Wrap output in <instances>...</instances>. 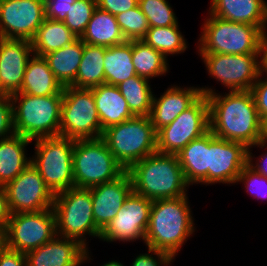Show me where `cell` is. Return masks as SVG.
Listing matches in <instances>:
<instances>
[{
  "mask_svg": "<svg viewBox=\"0 0 267 266\" xmlns=\"http://www.w3.org/2000/svg\"><path fill=\"white\" fill-rule=\"evenodd\" d=\"M201 96L200 87L172 86L160 98L153 95L149 118L157 132L173 122L178 115L189 108Z\"/></svg>",
  "mask_w": 267,
  "mask_h": 266,
  "instance_id": "21",
  "label": "cell"
},
{
  "mask_svg": "<svg viewBox=\"0 0 267 266\" xmlns=\"http://www.w3.org/2000/svg\"><path fill=\"white\" fill-rule=\"evenodd\" d=\"M96 227L102 232L123 207L133 191L130 175L125 171L117 179L90 188Z\"/></svg>",
  "mask_w": 267,
  "mask_h": 266,
  "instance_id": "19",
  "label": "cell"
},
{
  "mask_svg": "<svg viewBox=\"0 0 267 266\" xmlns=\"http://www.w3.org/2000/svg\"><path fill=\"white\" fill-rule=\"evenodd\" d=\"M29 142L32 140L16 133L0 139V186L14 180L31 164V158L25 155Z\"/></svg>",
  "mask_w": 267,
  "mask_h": 266,
  "instance_id": "26",
  "label": "cell"
},
{
  "mask_svg": "<svg viewBox=\"0 0 267 266\" xmlns=\"http://www.w3.org/2000/svg\"><path fill=\"white\" fill-rule=\"evenodd\" d=\"M101 266H124V265H123V263H120V262L114 260V261H109L108 263H105Z\"/></svg>",
  "mask_w": 267,
  "mask_h": 266,
  "instance_id": "50",
  "label": "cell"
},
{
  "mask_svg": "<svg viewBox=\"0 0 267 266\" xmlns=\"http://www.w3.org/2000/svg\"><path fill=\"white\" fill-rule=\"evenodd\" d=\"M10 217L11 212L8 205L6 191L4 189V186H0V227L5 229Z\"/></svg>",
  "mask_w": 267,
  "mask_h": 266,
  "instance_id": "45",
  "label": "cell"
},
{
  "mask_svg": "<svg viewBox=\"0 0 267 266\" xmlns=\"http://www.w3.org/2000/svg\"><path fill=\"white\" fill-rule=\"evenodd\" d=\"M106 48L84 43L81 62L71 87L90 89L105 83L104 55Z\"/></svg>",
  "mask_w": 267,
  "mask_h": 266,
  "instance_id": "31",
  "label": "cell"
},
{
  "mask_svg": "<svg viewBox=\"0 0 267 266\" xmlns=\"http://www.w3.org/2000/svg\"><path fill=\"white\" fill-rule=\"evenodd\" d=\"M141 40L162 53L166 58L170 54H180L188 48L178 23L168 27H150Z\"/></svg>",
  "mask_w": 267,
  "mask_h": 266,
  "instance_id": "34",
  "label": "cell"
},
{
  "mask_svg": "<svg viewBox=\"0 0 267 266\" xmlns=\"http://www.w3.org/2000/svg\"><path fill=\"white\" fill-rule=\"evenodd\" d=\"M88 251L77 240L56 235L46 244L25 253L26 266H80L91 259Z\"/></svg>",
  "mask_w": 267,
  "mask_h": 266,
  "instance_id": "20",
  "label": "cell"
},
{
  "mask_svg": "<svg viewBox=\"0 0 267 266\" xmlns=\"http://www.w3.org/2000/svg\"><path fill=\"white\" fill-rule=\"evenodd\" d=\"M138 6L146 16L149 27H168L178 23L167 0H138Z\"/></svg>",
  "mask_w": 267,
  "mask_h": 266,
  "instance_id": "35",
  "label": "cell"
},
{
  "mask_svg": "<svg viewBox=\"0 0 267 266\" xmlns=\"http://www.w3.org/2000/svg\"><path fill=\"white\" fill-rule=\"evenodd\" d=\"M238 182L245 183L247 192L255 198H267V178L257 173L249 164L241 170L236 183Z\"/></svg>",
  "mask_w": 267,
  "mask_h": 266,
  "instance_id": "38",
  "label": "cell"
},
{
  "mask_svg": "<svg viewBox=\"0 0 267 266\" xmlns=\"http://www.w3.org/2000/svg\"><path fill=\"white\" fill-rule=\"evenodd\" d=\"M134 116H149L153 92L149 79L135 75L117 85Z\"/></svg>",
  "mask_w": 267,
  "mask_h": 266,
  "instance_id": "33",
  "label": "cell"
},
{
  "mask_svg": "<svg viewBox=\"0 0 267 266\" xmlns=\"http://www.w3.org/2000/svg\"><path fill=\"white\" fill-rule=\"evenodd\" d=\"M132 63L136 74L146 79L168 72L166 57L143 40H132Z\"/></svg>",
  "mask_w": 267,
  "mask_h": 266,
  "instance_id": "32",
  "label": "cell"
},
{
  "mask_svg": "<svg viewBox=\"0 0 267 266\" xmlns=\"http://www.w3.org/2000/svg\"><path fill=\"white\" fill-rule=\"evenodd\" d=\"M209 76L229 91L251 90L261 74L260 54H200Z\"/></svg>",
  "mask_w": 267,
  "mask_h": 266,
  "instance_id": "13",
  "label": "cell"
},
{
  "mask_svg": "<svg viewBox=\"0 0 267 266\" xmlns=\"http://www.w3.org/2000/svg\"><path fill=\"white\" fill-rule=\"evenodd\" d=\"M5 247V229L0 227V251Z\"/></svg>",
  "mask_w": 267,
  "mask_h": 266,
  "instance_id": "49",
  "label": "cell"
},
{
  "mask_svg": "<svg viewBox=\"0 0 267 266\" xmlns=\"http://www.w3.org/2000/svg\"><path fill=\"white\" fill-rule=\"evenodd\" d=\"M127 172L133 191L149 200L174 199L187 195L186 180L175 154L154 152L133 164Z\"/></svg>",
  "mask_w": 267,
  "mask_h": 266,
  "instance_id": "3",
  "label": "cell"
},
{
  "mask_svg": "<svg viewBox=\"0 0 267 266\" xmlns=\"http://www.w3.org/2000/svg\"><path fill=\"white\" fill-rule=\"evenodd\" d=\"M10 97L16 134L32 141L42 137L60 136L63 95L34 96L13 93Z\"/></svg>",
  "mask_w": 267,
  "mask_h": 266,
  "instance_id": "4",
  "label": "cell"
},
{
  "mask_svg": "<svg viewBox=\"0 0 267 266\" xmlns=\"http://www.w3.org/2000/svg\"><path fill=\"white\" fill-rule=\"evenodd\" d=\"M77 38L63 21L45 18L31 40L33 53L44 56L67 46Z\"/></svg>",
  "mask_w": 267,
  "mask_h": 266,
  "instance_id": "29",
  "label": "cell"
},
{
  "mask_svg": "<svg viewBox=\"0 0 267 266\" xmlns=\"http://www.w3.org/2000/svg\"><path fill=\"white\" fill-rule=\"evenodd\" d=\"M14 133L11 97L0 94V139L9 137Z\"/></svg>",
  "mask_w": 267,
  "mask_h": 266,
  "instance_id": "39",
  "label": "cell"
},
{
  "mask_svg": "<svg viewBox=\"0 0 267 266\" xmlns=\"http://www.w3.org/2000/svg\"><path fill=\"white\" fill-rule=\"evenodd\" d=\"M177 156L188 185H209V131L188 143Z\"/></svg>",
  "mask_w": 267,
  "mask_h": 266,
  "instance_id": "23",
  "label": "cell"
},
{
  "mask_svg": "<svg viewBox=\"0 0 267 266\" xmlns=\"http://www.w3.org/2000/svg\"><path fill=\"white\" fill-rule=\"evenodd\" d=\"M35 156L31 164L38 170L54 195L74 187V139L63 136L35 139Z\"/></svg>",
  "mask_w": 267,
  "mask_h": 266,
  "instance_id": "8",
  "label": "cell"
},
{
  "mask_svg": "<svg viewBox=\"0 0 267 266\" xmlns=\"http://www.w3.org/2000/svg\"><path fill=\"white\" fill-rule=\"evenodd\" d=\"M116 20L126 40H141L148 32L149 24L139 6L116 15Z\"/></svg>",
  "mask_w": 267,
  "mask_h": 266,
  "instance_id": "36",
  "label": "cell"
},
{
  "mask_svg": "<svg viewBox=\"0 0 267 266\" xmlns=\"http://www.w3.org/2000/svg\"><path fill=\"white\" fill-rule=\"evenodd\" d=\"M52 208L58 236L77 240L86 249L84 235L100 238L101 231L94 221L90 188L74 186L56 194Z\"/></svg>",
  "mask_w": 267,
  "mask_h": 266,
  "instance_id": "7",
  "label": "cell"
},
{
  "mask_svg": "<svg viewBox=\"0 0 267 266\" xmlns=\"http://www.w3.org/2000/svg\"><path fill=\"white\" fill-rule=\"evenodd\" d=\"M125 171L101 138L75 140L73 150L75 187L91 188L110 182Z\"/></svg>",
  "mask_w": 267,
  "mask_h": 266,
  "instance_id": "9",
  "label": "cell"
},
{
  "mask_svg": "<svg viewBox=\"0 0 267 266\" xmlns=\"http://www.w3.org/2000/svg\"><path fill=\"white\" fill-rule=\"evenodd\" d=\"M260 65H261V74L263 72H266L267 74V33L264 34L261 43Z\"/></svg>",
  "mask_w": 267,
  "mask_h": 266,
  "instance_id": "47",
  "label": "cell"
},
{
  "mask_svg": "<svg viewBox=\"0 0 267 266\" xmlns=\"http://www.w3.org/2000/svg\"><path fill=\"white\" fill-rule=\"evenodd\" d=\"M266 145H267V118H264L262 120V124H261L260 142H258L254 146H256V147L260 146L263 149V147Z\"/></svg>",
  "mask_w": 267,
  "mask_h": 266,
  "instance_id": "48",
  "label": "cell"
},
{
  "mask_svg": "<svg viewBox=\"0 0 267 266\" xmlns=\"http://www.w3.org/2000/svg\"><path fill=\"white\" fill-rule=\"evenodd\" d=\"M0 266H26L25 253H21L6 246L0 251Z\"/></svg>",
  "mask_w": 267,
  "mask_h": 266,
  "instance_id": "44",
  "label": "cell"
},
{
  "mask_svg": "<svg viewBox=\"0 0 267 266\" xmlns=\"http://www.w3.org/2000/svg\"><path fill=\"white\" fill-rule=\"evenodd\" d=\"M262 75L260 74L250 90L253 94L261 121L267 118V78L262 81Z\"/></svg>",
  "mask_w": 267,
  "mask_h": 266,
  "instance_id": "42",
  "label": "cell"
},
{
  "mask_svg": "<svg viewBox=\"0 0 267 266\" xmlns=\"http://www.w3.org/2000/svg\"><path fill=\"white\" fill-rule=\"evenodd\" d=\"M209 14L256 27H267V2L264 0H212Z\"/></svg>",
  "mask_w": 267,
  "mask_h": 266,
  "instance_id": "22",
  "label": "cell"
},
{
  "mask_svg": "<svg viewBox=\"0 0 267 266\" xmlns=\"http://www.w3.org/2000/svg\"><path fill=\"white\" fill-rule=\"evenodd\" d=\"M84 43L111 47L127 41L117 23L116 16L98 7L94 10L84 34Z\"/></svg>",
  "mask_w": 267,
  "mask_h": 266,
  "instance_id": "28",
  "label": "cell"
},
{
  "mask_svg": "<svg viewBox=\"0 0 267 266\" xmlns=\"http://www.w3.org/2000/svg\"><path fill=\"white\" fill-rule=\"evenodd\" d=\"M75 1L76 0H45V18L64 22L70 7Z\"/></svg>",
  "mask_w": 267,
  "mask_h": 266,
  "instance_id": "41",
  "label": "cell"
},
{
  "mask_svg": "<svg viewBox=\"0 0 267 266\" xmlns=\"http://www.w3.org/2000/svg\"><path fill=\"white\" fill-rule=\"evenodd\" d=\"M152 202L132 191L114 219L101 232L99 239L106 242L142 239L145 243Z\"/></svg>",
  "mask_w": 267,
  "mask_h": 266,
  "instance_id": "15",
  "label": "cell"
},
{
  "mask_svg": "<svg viewBox=\"0 0 267 266\" xmlns=\"http://www.w3.org/2000/svg\"><path fill=\"white\" fill-rule=\"evenodd\" d=\"M209 130V103L207 96L201 95L173 122L157 131V152L178 155L188 143Z\"/></svg>",
  "mask_w": 267,
  "mask_h": 266,
  "instance_id": "11",
  "label": "cell"
},
{
  "mask_svg": "<svg viewBox=\"0 0 267 266\" xmlns=\"http://www.w3.org/2000/svg\"><path fill=\"white\" fill-rule=\"evenodd\" d=\"M138 6V0H97V7L112 15H117Z\"/></svg>",
  "mask_w": 267,
  "mask_h": 266,
  "instance_id": "43",
  "label": "cell"
},
{
  "mask_svg": "<svg viewBox=\"0 0 267 266\" xmlns=\"http://www.w3.org/2000/svg\"><path fill=\"white\" fill-rule=\"evenodd\" d=\"M91 89L102 130L134 117L117 86L104 83Z\"/></svg>",
  "mask_w": 267,
  "mask_h": 266,
  "instance_id": "24",
  "label": "cell"
},
{
  "mask_svg": "<svg viewBox=\"0 0 267 266\" xmlns=\"http://www.w3.org/2000/svg\"><path fill=\"white\" fill-rule=\"evenodd\" d=\"M248 164V148L239 142L217 138L209 130V184L236 183Z\"/></svg>",
  "mask_w": 267,
  "mask_h": 266,
  "instance_id": "17",
  "label": "cell"
},
{
  "mask_svg": "<svg viewBox=\"0 0 267 266\" xmlns=\"http://www.w3.org/2000/svg\"><path fill=\"white\" fill-rule=\"evenodd\" d=\"M208 17L198 41L199 54H260L266 27Z\"/></svg>",
  "mask_w": 267,
  "mask_h": 266,
  "instance_id": "5",
  "label": "cell"
},
{
  "mask_svg": "<svg viewBox=\"0 0 267 266\" xmlns=\"http://www.w3.org/2000/svg\"><path fill=\"white\" fill-rule=\"evenodd\" d=\"M104 71L105 83L114 86L137 75L132 63V40L105 49Z\"/></svg>",
  "mask_w": 267,
  "mask_h": 266,
  "instance_id": "30",
  "label": "cell"
},
{
  "mask_svg": "<svg viewBox=\"0 0 267 266\" xmlns=\"http://www.w3.org/2000/svg\"><path fill=\"white\" fill-rule=\"evenodd\" d=\"M209 103L210 131L220 139L239 142L248 149L260 142L261 124L250 90L229 91L224 96L211 88H200Z\"/></svg>",
  "mask_w": 267,
  "mask_h": 266,
  "instance_id": "1",
  "label": "cell"
},
{
  "mask_svg": "<svg viewBox=\"0 0 267 266\" xmlns=\"http://www.w3.org/2000/svg\"><path fill=\"white\" fill-rule=\"evenodd\" d=\"M45 19V0H0V38L31 41Z\"/></svg>",
  "mask_w": 267,
  "mask_h": 266,
  "instance_id": "16",
  "label": "cell"
},
{
  "mask_svg": "<svg viewBox=\"0 0 267 266\" xmlns=\"http://www.w3.org/2000/svg\"><path fill=\"white\" fill-rule=\"evenodd\" d=\"M57 235L53 208L40 212L11 214L5 228V246L26 253Z\"/></svg>",
  "mask_w": 267,
  "mask_h": 266,
  "instance_id": "12",
  "label": "cell"
},
{
  "mask_svg": "<svg viewBox=\"0 0 267 266\" xmlns=\"http://www.w3.org/2000/svg\"><path fill=\"white\" fill-rule=\"evenodd\" d=\"M153 254H155L158 259L156 257L154 258L152 256ZM172 260L173 258L166 252L154 250L148 247V253L138 255L131 266H167L169 263L173 262Z\"/></svg>",
  "mask_w": 267,
  "mask_h": 266,
  "instance_id": "40",
  "label": "cell"
},
{
  "mask_svg": "<svg viewBox=\"0 0 267 266\" xmlns=\"http://www.w3.org/2000/svg\"><path fill=\"white\" fill-rule=\"evenodd\" d=\"M16 93L34 96L63 95V87L56 80L45 58L33 53L26 65L22 86Z\"/></svg>",
  "mask_w": 267,
  "mask_h": 266,
  "instance_id": "25",
  "label": "cell"
},
{
  "mask_svg": "<svg viewBox=\"0 0 267 266\" xmlns=\"http://www.w3.org/2000/svg\"><path fill=\"white\" fill-rule=\"evenodd\" d=\"M251 154H252V152H250V149H248V164H249V166L252 169H254L257 173H259V174H261L267 178V152L265 154L261 155L260 161L259 160L256 161L255 165L252 163L253 156Z\"/></svg>",
  "mask_w": 267,
  "mask_h": 266,
  "instance_id": "46",
  "label": "cell"
},
{
  "mask_svg": "<svg viewBox=\"0 0 267 266\" xmlns=\"http://www.w3.org/2000/svg\"><path fill=\"white\" fill-rule=\"evenodd\" d=\"M32 55L31 41L0 38V94L12 95L20 90Z\"/></svg>",
  "mask_w": 267,
  "mask_h": 266,
  "instance_id": "18",
  "label": "cell"
},
{
  "mask_svg": "<svg viewBox=\"0 0 267 266\" xmlns=\"http://www.w3.org/2000/svg\"><path fill=\"white\" fill-rule=\"evenodd\" d=\"M4 189L11 214L40 212L53 206L55 195L32 164Z\"/></svg>",
  "mask_w": 267,
  "mask_h": 266,
  "instance_id": "14",
  "label": "cell"
},
{
  "mask_svg": "<svg viewBox=\"0 0 267 266\" xmlns=\"http://www.w3.org/2000/svg\"><path fill=\"white\" fill-rule=\"evenodd\" d=\"M96 8L97 0H76L67 13L65 25L81 38Z\"/></svg>",
  "mask_w": 267,
  "mask_h": 266,
  "instance_id": "37",
  "label": "cell"
},
{
  "mask_svg": "<svg viewBox=\"0 0 267 266\" xmlns=\"http://www.w3.org/2000/svg\"><path fill=\"white\" fill-rule=\"evenodd\" d=\"M101 139L126 171L157 151V132L149 116H134L110 126L103 130Z\"/></svg>",
  "mask_w": 267,
  "mask_h": 266,
  "instance_id": "6",
  "label": "cell"
},
{
  "mask_svg": "<svg viewBox=\"0 0 267 266\" xmlns=\"http://www.w3.org/2000/svg\"><path fill=\"white\" fill-rule=\"evenodd\" d=\"M103 133L92 89L63 87L60 136L99 139Z\"/></svg>",
  "mask_w": 267,
  "mask_h": 266,
  "instance_id": "10",
  "label": "cell"
},
{
  "mask_svg": "<svg viewBox=\"0 0 267 266\" xmlns=\"http://www.w3.org/2000/svg\"><path fill=\"white\" fill-rule=\"evenodd\" d=\"M187 195L152 202L145 244L166 252L173 259L195 227Z\"/></svg>",
  "mask_w": 267,
  "mask_h": 266,
  "instance_id": "2",
  "label": "cell"
},
{
  "mask_svg": "<svg viewBox=\"0 0 267 266\" xmlns=\"http://www.w3.org/2000/svg\"><path fill=\"white\" fill-rule=\"evenodd\" d=\"M83 51L84 42L81 38H77L67 46L43 56L56 80L62 87L71 86L73 84Z\"/></svg>",
  "mask_w": 267,
  "mask_h": 266,
  "instance_id": "27",
  "label": "cell"
}]
</instances>
